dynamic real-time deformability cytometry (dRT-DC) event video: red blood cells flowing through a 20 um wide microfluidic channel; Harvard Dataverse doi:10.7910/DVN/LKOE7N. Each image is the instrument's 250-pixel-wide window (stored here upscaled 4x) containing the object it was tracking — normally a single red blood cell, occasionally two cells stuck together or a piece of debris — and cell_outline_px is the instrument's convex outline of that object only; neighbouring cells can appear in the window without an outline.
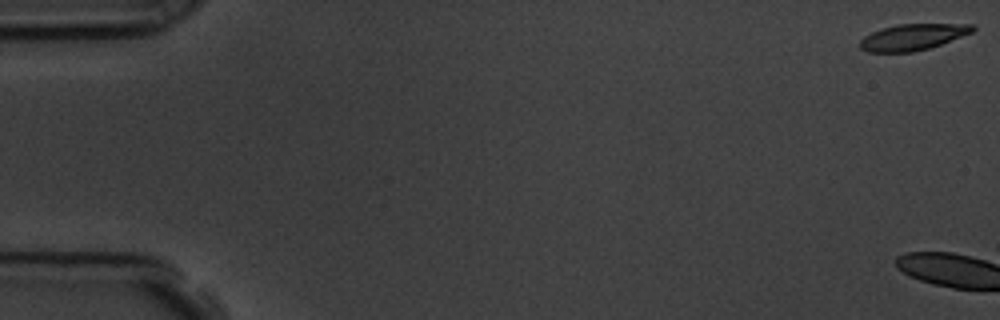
{"species": "common noctule bat (a hibernating species)", "species_latin": "Nyctalus noctula", "temperature_condition": "room temperature", "stored_images_in_passage": 4, "camera_frame_rate_fps": 3000, "um_per_image_px": 0.085, "animal": {"sex": "male", "body_mass_g": 19.5, "forearm_length_mm": 54.6}, "frame": {"image": 1, "passage_image": 1, "time_ms": 0.0, "image_size_px": [1000, 320], "cell_outline_px": [[976, 28], [972, 32], [940, 44], [928, 48], [912, 52], [868, 52], [860, 48], [860, 40], [864, 36], [872, 32], [896, 24], [972, 24]], "centroid_in_image_um": [77.56, 3.15], "position_along_channel_um": 7.4, "area_um2": 16.99}}